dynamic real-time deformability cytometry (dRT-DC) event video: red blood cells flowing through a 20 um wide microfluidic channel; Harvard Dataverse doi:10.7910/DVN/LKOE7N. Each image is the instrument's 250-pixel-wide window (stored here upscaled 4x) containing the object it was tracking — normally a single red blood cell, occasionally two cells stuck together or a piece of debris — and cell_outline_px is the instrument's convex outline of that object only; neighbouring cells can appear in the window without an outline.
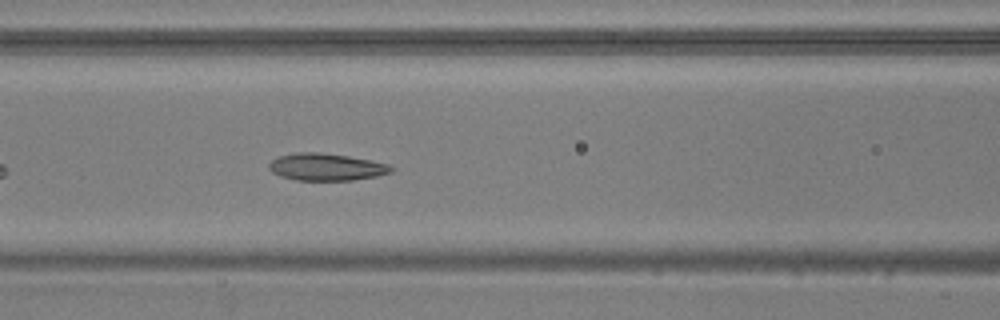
{"species": "common noctule bat (a hibernating species)", "species_latin": "Nyctalus noctula", "temperature_condition": "warm", "stored_images_in_passage": 34, "camera_frame_rate_fps": 3000, "um_per_image_px": 0.085, "animal": {"sex": "male", "body_mass_g": 20.5, "forearm_length_mm": 52.5}, "frame": {"image": 1, "passage_image": 9, "time_ms": 2.667, "image_size_px": [1000, 320], "cell_outline_px": [[392, 172], [376, 176], [352, 180], [296, 180], [280, 176], [272, 172], [268, 168], [268, 164], [272, 160], [280, 156], [296, 152], [320, 152], [348, 156], [388, 164], [392, 168]], "centroid_in_image_um": [27.69, 14.19], "position_along_channel_um": 138.9, "area_um2": 19.19}}
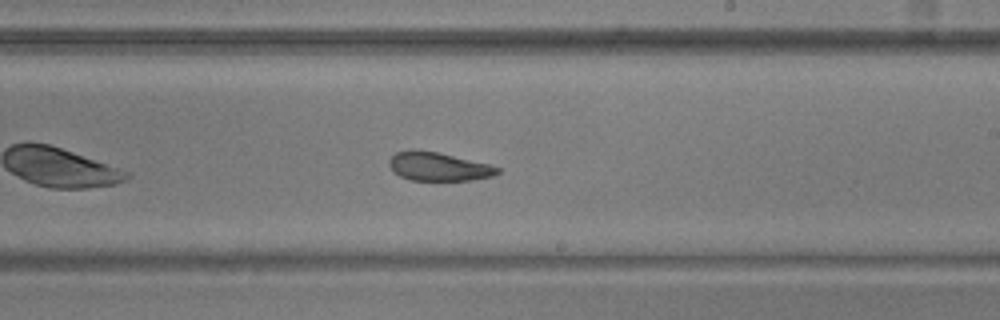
{"frame": {"image": 2, "passage_image": 18, "time_ms": 5.667, "image_size_px": [1000, 320], "cell_outline_px": [[500, 172], [492, 176], [472, 180], [412, 180], [400, 176], [388, 164], [388, 160], [396, 152], [436, 152], [488, 164], [500, 168]], "centroid_in_image_um": [37.31, 14.19], "position_along_channel_um": 251.7, "area_um2": 17.28}}
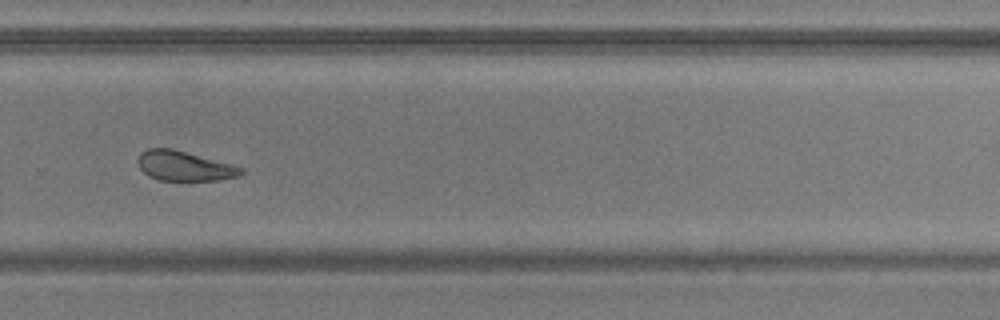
{"frame": {"image": 3, "passage_image": 23, "time_ms": 7.333, "image_size_px": [1000, 320], "cell_outline_px": [[244, 172], [240, 176], [220, 180], [160, 180], [148, 176], [140, 168], [136, 160], [140, 152], [148, 148], [172, 148], [232, 164], [244, 168]], "centroid_in_image_um": [15.66, 14.1], "position_along_channel_um": 314.1, "area_um2": 18.03}, "authors_computed_cell_mechanics": {"area_um2": 19.1896, "velocity_mm_per_s": 3.7577, "shape_relaxation_time_tau1_ms": null, "shape_relaxation_time_tau2_ms": 2.7132, "deformation_change_tau1": null, "deformation_change_tau2": 0.108}}